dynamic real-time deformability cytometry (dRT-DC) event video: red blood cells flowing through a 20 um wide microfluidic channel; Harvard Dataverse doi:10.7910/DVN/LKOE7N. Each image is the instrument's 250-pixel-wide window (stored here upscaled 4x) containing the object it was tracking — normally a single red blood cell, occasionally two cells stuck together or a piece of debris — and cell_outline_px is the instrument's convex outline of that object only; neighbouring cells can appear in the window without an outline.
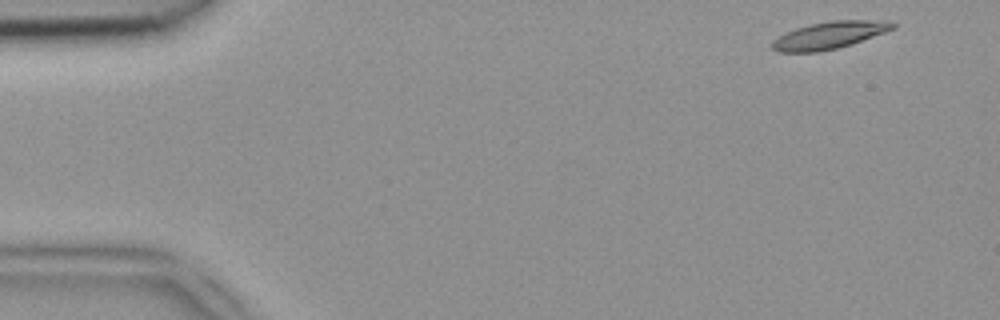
{"species": "common noctule bat (a hibernating species)", "species_latin": "Nyctalus noctula", "temperature_condition": "room temperature", "stored_images_in_passage": 13, "camera_frame_rate_fps": 3000, "um_per_image_px": 0.085, "animal": {"sex": "female", "body_mass_g": 18.4}, "frame": {"image": 1, "passage_image": 1, "time_ms": 0.0, "image_size_px": [1000, 320], "cell_outline_px": [[896, 28], [852, 44], [836, 48], [816, 52], [780, 52], [772, 48], [772, 40], [796, 28], [808, 24], [832, 20], [892, 20], [896, 24]], "centroid_in_image_um": [70.55, 2.98], "position_along_channel_um": 14.4, "area_um2": 19.13}}
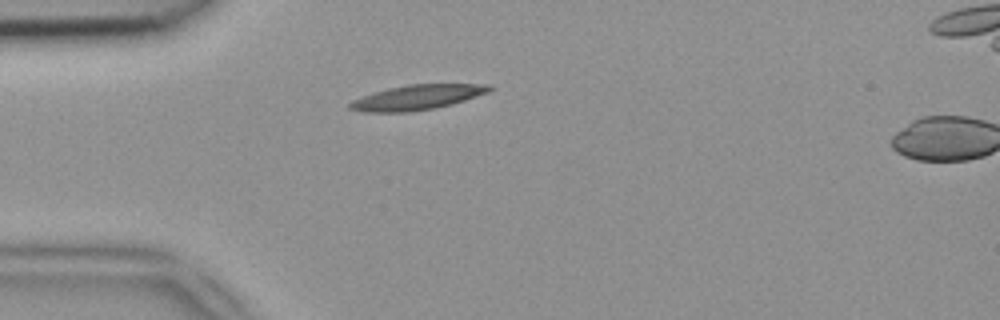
{"frame": {"image": 2, "passage_image": 11, "time_ms": 3.333, "image_size_px": [1000, 320], "cell_outline_px": [[496, 88], [488, 92], [452, 104], [436, 108], [408, 112], [364, 112], [348, 108], [348, 104], [352, 100], [372, 92], [388, 88], [408, 84], [488, 84]], "centroid_in_image_um": [35.44, 8.27], "position_along_channel_um": 49.6, "area_um2": 20.35}}